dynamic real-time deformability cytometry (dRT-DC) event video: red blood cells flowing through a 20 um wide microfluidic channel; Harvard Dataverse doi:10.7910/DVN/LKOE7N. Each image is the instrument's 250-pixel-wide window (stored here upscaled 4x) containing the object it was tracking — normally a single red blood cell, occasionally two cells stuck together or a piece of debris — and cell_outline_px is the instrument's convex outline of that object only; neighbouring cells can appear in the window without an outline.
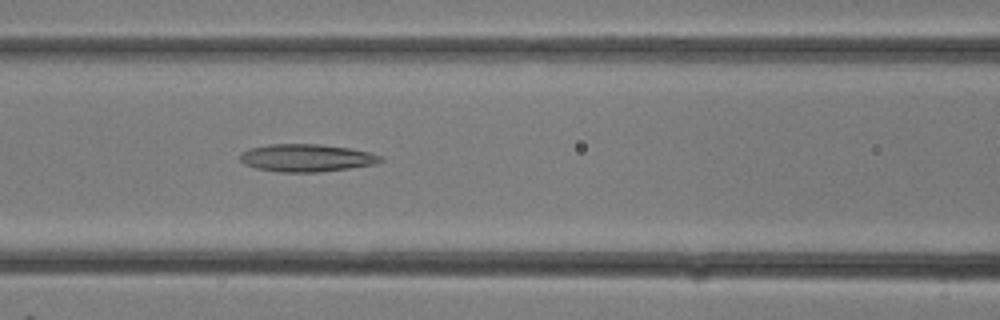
{"species": "common noctule bat (a hibernating species)", "species_latin": "Nyctalus noctula", "temperature_condition": "room temperature", "stored_images_in_passage": 12, "camera_frame_rate_fps": 3000, "um_per_image_px": 0.085, "animal": {"sex": "female"}, "frame": {"image": 1, "passage_image": 12, "time_ms": 3.667, "image_size_px": [1000, 320], "cell_outline_px": [[384, 160], [376, 164], [348, 168], [316, 172], [280, 172], [256, 168], [244, 164], [240, 160], [240, 152], [248, 148], [268, 144], [320, 144], [348, 148], [368, 152], [380, 156]], "centroid_in_image_um": [26.0, 13.41], "position_along_channel_um": 140.6, "area_um2": 22.54}}